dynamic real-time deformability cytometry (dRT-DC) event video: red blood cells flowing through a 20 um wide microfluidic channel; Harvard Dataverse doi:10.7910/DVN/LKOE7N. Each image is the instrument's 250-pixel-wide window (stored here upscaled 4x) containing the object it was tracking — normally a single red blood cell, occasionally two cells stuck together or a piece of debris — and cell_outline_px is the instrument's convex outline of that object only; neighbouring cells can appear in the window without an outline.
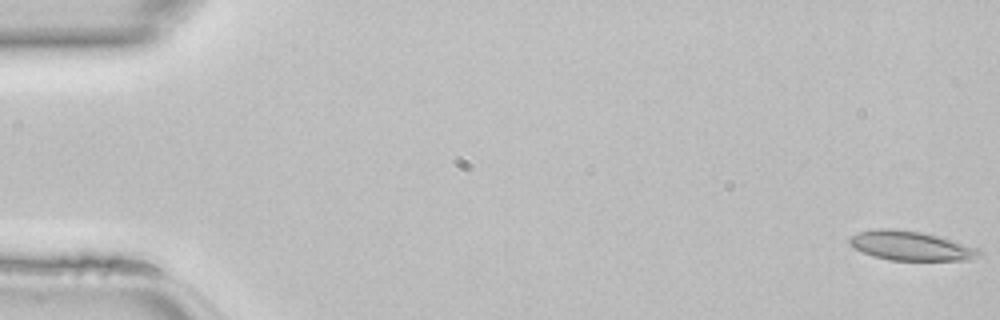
{"species": "common noctule bat (a hibernating species)", "species_latin": "Nyctalus noctula", "temperature_condition": "room temperature", "stored_images_in_passage": 6, "camera_frame_rate_fps": 3000, "um_per_image_px": 0.085, "animal": {"sex": "female", "body_mass_g": 22.7, "forearm_length_mm": 54.2}, "frame": {"image": 1, "passage_image": 1, "time_ms": 0.0, "image_size_px": [1000, 320], "cell_outline_px": [[984, 256], [972, 260], [888, 260], [872, 256], [852, 248], [848, 244], [848, 240], [852, 236], [860, 232], [876, 228], [896, 228], [920, 232], [940, 236], [980, 248], [984, 252]], "centroid_in_image_um": [77.48, 20.9], "position_along_channel_um": 7.5, "area_um2": 22.72}}